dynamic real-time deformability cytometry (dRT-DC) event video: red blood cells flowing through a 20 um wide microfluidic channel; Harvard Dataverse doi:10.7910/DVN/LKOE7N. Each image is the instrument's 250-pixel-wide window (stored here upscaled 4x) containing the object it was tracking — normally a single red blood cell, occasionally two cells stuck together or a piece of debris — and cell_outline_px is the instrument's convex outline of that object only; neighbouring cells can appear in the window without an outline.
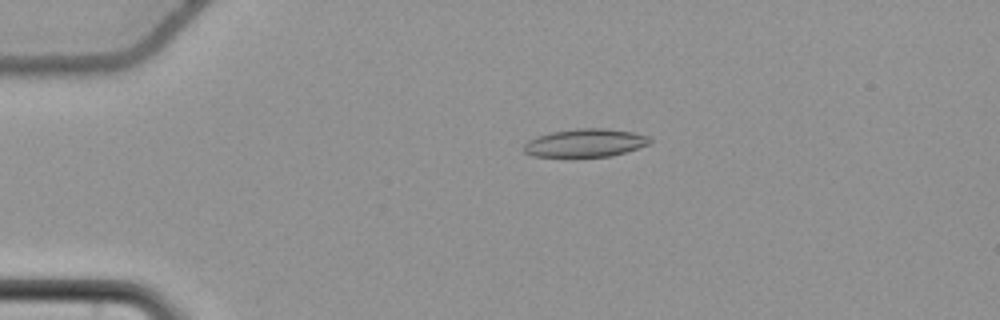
{"species": "common noctule bat (a hibernating species)", "species_latin": "Nyctalus noctula", "temperature_condition": "cold", "stored_images_in_passage": 46, "camera_frame_rate_fps": 3000, "um_per_image_px": 0.085, "animal": {"sex": "female", "body_mass_g": 22.7, "forearm_length_mm": 54.2}, "frame": {"image": 1, "passage_image": 3, "time_ms": 0.667, "image_size_px": [1000, 320], "cell_outline_px": [[652, 144], [612, 156], [572, 160], [532, 156], [524, 152], [524, 144], [528, 140], [536, 136], [552, 132], [576, 128], [604, 128], [632, 132], [648, 136], [652, 140]], "centroid_in_image_um": [49.71, 12.2], "position_along_channel_um": 35.3, "area_um2": 21.79}}
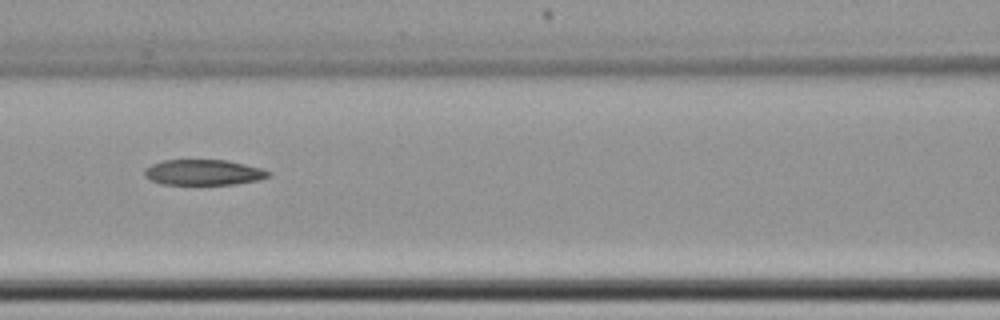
{"frame": {"image": 2, "passage_image": 16, "time_ms": 5.0, "image_size_px": [1000, 320], "cell_outline_px": [[272, 176], [260, 180], [236, 184], [160, 184], [144, 176], [144, 168], [152, 164], [164, 160], [228, 160], [260, 168], [272, 172]], "centroid_in_image_um": [17.32, 14.65], "position_along_channel_um": 149.3, "area_um2": 18.55}}
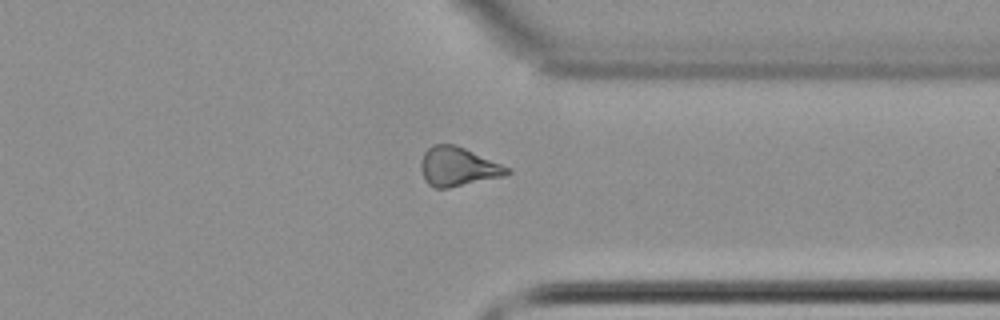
{"frame": {"image": 3, "passage_image": 34, "time_ms": 11.0, "image_size_px": [1000, 320], "cell_outline_px": [[512, 172], [504, 176], [448, 188], [436, 188], [428, 184], [424, 180], [420, 168], [420, 160], [424, 152], [432, 144], [456, 144], [512, 168]], "centroid_in_image_um": [38.92, 14.16], "position_along_channel_um": 372.5, "area_um2": 19.88}}